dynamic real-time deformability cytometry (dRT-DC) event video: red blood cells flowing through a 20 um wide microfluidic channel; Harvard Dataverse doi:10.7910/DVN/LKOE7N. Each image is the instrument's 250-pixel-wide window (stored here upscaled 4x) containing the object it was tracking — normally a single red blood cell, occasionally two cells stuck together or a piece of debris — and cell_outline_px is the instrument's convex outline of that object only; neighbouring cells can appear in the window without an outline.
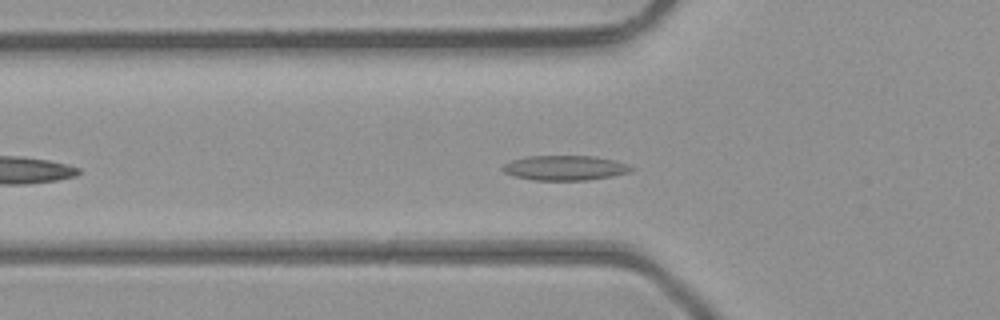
{"species": "common noctule bat (a hibernating species)", "species_latin": "Nyctalus noctula", "temperature_condition": "room temperature", "stored_images_in_passage": 32, "camera_frame_rate_fps": 3000, "um_per_image_px": 0.085, "animal": {"sex": "male", "body_mass_g": 23.1, "forearm_length_mm": 52.7}, "frame": {"image": 1, "passage_image": 7, "time_ms": 2.0, "image_size_px": [1000, 320], "cell_outline_px": [[636, 168], [632, 172], [612, 176], [588, 180], [532, 180], [512, 176], [504, 172], [500, 168], [504, 164], [512, 160], [528, 156], [596, 156], [616, 160], [628, 164]], "centroid_in_image_um": [48.05, 14.27], "position_along_channel_um": 77.7, "area_um2": 18.9}}
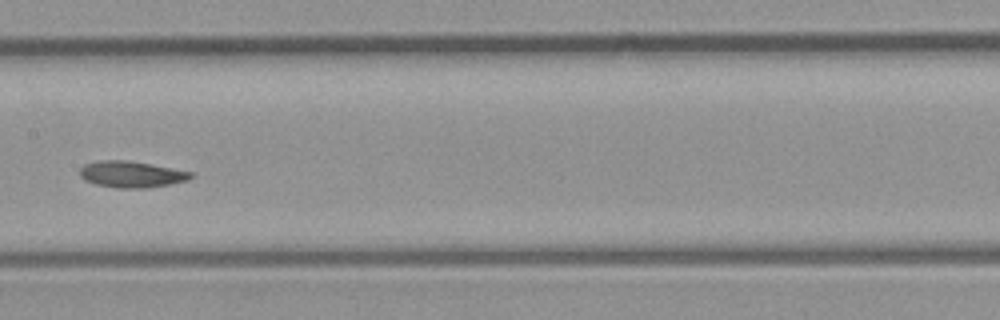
{"frame": {"image": 2, "passage_image": 15, "time_ms": 4.667, "image_size_px": [1000, 320], "cell_outline_px": [[192, 176], [188, 180], [148, 188], [116, 188], [96, 184], [84, 180], [80, 176], [80, 168], [84, 164], [100, 160], [128, 160], [172, 168], [192, 172]], "centroid_in_image_um": [11.13, 14.81], "position_along_channel_um": 196.3, "area_um2": 16.99}}
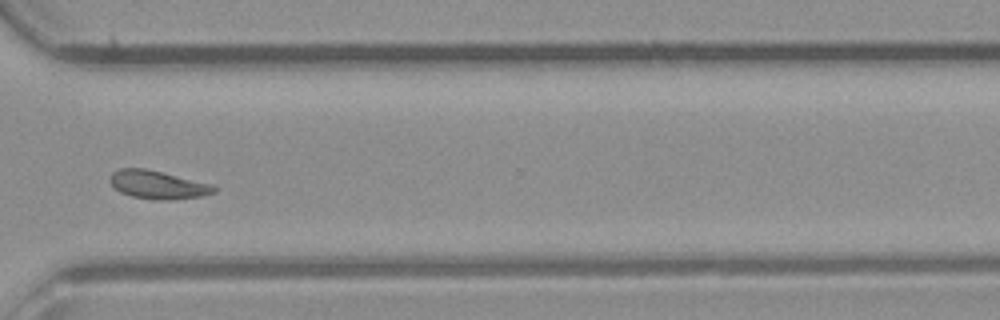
{"frame": {"image": 3, "passage_image": 26, "time_ms": 8.333, "image_size_px": [1000, 320], "cell_outline_px": [[216, 192], [204, 196], [172, 200], [160, 200], [132, 196], [120, 192], [108, 180], [112, 172], [120, 168], [144, 168], [212, 184], [216, 188]], "centroid_in_image_um": [13.42, 15.71], "position_along_channel_um": 357.2, "area_um2": 17.05}, "authors_computed_cell_mechanics": {"area_um2": 17.0221, "velocity_mm_per_s": 4.4053, "shape_relaxation_time_tau1_ms": 8.0943, "shape_relaxation_time_tau2_ms": 3.7164, "deformation_change_tau1": 0.1561, "deformation_change_tau2": 0.0825}}